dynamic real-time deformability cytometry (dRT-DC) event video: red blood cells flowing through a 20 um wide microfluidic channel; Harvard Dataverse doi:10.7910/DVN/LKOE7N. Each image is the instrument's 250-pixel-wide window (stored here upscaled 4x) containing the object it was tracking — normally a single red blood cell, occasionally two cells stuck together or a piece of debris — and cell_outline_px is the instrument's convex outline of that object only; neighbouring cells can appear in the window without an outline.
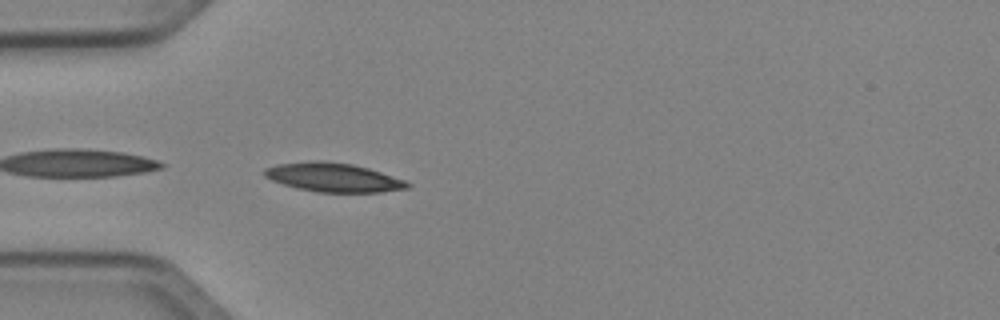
{"species": "Egyptian fruit bat (a non-hibernating species)", "species_latin": "Rousettus aegyptiacus", "temperature_condition": "cold", "stored_images_in_passage": 8, "camera_frame_rate_fps": 3000, "um_per_image_px": 0.085, "animal": {"sex": "female"}, "frame": {"image": 1, "passage_image": 1, "time_ms": 0.0, "image_size_px": [1000, 320], "cell_outline_px": [[412, 184], [408, 188], [380, 192], [316, 192], [296, 188], [272, 180], [264, 176], [264, 168], [276, 164], [312, 160], [324, 160], [352, 164], [368, 168], [404, 180]], "centroid_in_image_um": [28.3, 15.07], "position_along_channel_um": 56.7, "area_um2": 24.1}}
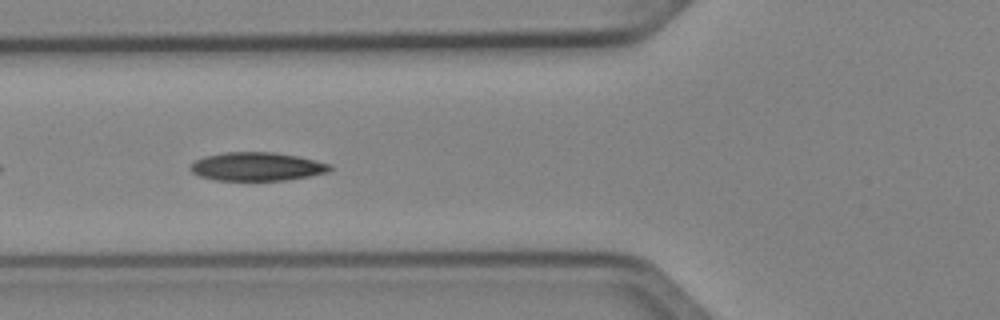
{"frame": {"image": 2, "passage_image": 5, "time_ms": 1.333, "image_size_px": [1000, 320], "cell_outline_px": [[332, 168], [328, 172], [308, 176], [284, 180], [216, 180], [200, 176], [192, 172], [188, 168], [196, 160], [204, 156], [224, 152], [272, 152], [296, 156], [332, 164]], "centroid_in_image_um": [21.82, 14.15], "position_along_channel_um": 104.0, "area_um2": 23.0}}